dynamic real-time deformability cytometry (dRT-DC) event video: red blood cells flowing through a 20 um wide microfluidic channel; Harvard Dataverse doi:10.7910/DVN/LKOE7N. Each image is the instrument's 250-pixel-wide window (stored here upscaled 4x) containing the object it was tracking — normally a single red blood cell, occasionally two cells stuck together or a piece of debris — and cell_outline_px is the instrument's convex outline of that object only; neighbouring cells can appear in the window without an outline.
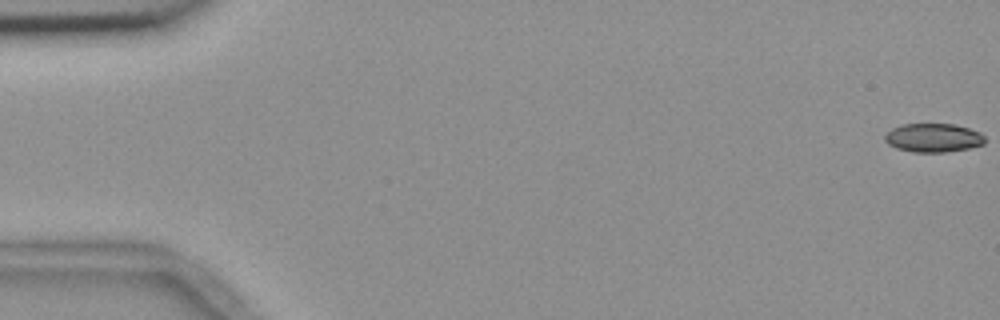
{"species": "common noctule bat (a hibernating species)", "species_latin": "Nyctalus noctula", "temperature_condition": "room temperature", "stored_images_in_passage": 12, "camera_frame_rate_fps": 3000, "um_per_image_px": 0.085, "animal": {"sex": "female", "body_mass_g": 18.4}, "frame": {"image": 1, "passage_image": 1, "time_ms": 0.0, "image_size_px": [1000, 320], "cell_outline_px": [[984, 144], [968, 148], [944, 152], [912, 152], [896, 148], [888, 144], [884, 140], [884, 136], [892, 128], [900, 124], [952, 124], [968, 128], [980, 132], [984, 136]], "centroid_in_image_um": [79.3, 11.71], "position_along_channel_um": 5.7, "area_um2": 16.7}}